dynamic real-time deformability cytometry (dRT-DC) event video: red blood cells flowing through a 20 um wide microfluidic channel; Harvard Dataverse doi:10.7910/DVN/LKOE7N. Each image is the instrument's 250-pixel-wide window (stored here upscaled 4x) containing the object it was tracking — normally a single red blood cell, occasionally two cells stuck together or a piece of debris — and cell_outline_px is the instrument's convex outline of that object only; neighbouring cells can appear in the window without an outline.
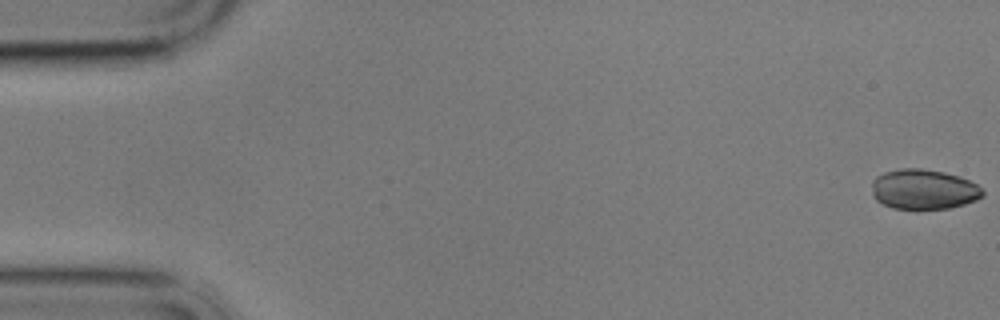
{"species": "common noctule bat (a hibernating species)", "species_latin": "Nyctalus noctula", "temperature_condition": "cold", "stored_images_in_passage": 5, "segment_of_instrument_passage": [1, 2], "camera_frame_rate_fps": 3000, "um_per_image_px": 0.085, "animal": {"sex": "male", "body_mass_g": 17.9}, "frame": {"image": 1, "passage_image": 1, "time_ms": 0.0, "image_size_px": [1000, 320], "cell_outline_px": [[984, 196], [976, 200], [964, 204], [948, 208], [916, 212], [892, 208], [876, 200], [872, 196], [872, 180], [876, 176], [884, 172], [900, 168], [920, 168], [944, 172], [960, 176], [976, 184], [984, 192]], "centroid_in_image_um": [78.48, 16.13], "position_along_channel_um": 6.5, "area_um2": 26.65}}